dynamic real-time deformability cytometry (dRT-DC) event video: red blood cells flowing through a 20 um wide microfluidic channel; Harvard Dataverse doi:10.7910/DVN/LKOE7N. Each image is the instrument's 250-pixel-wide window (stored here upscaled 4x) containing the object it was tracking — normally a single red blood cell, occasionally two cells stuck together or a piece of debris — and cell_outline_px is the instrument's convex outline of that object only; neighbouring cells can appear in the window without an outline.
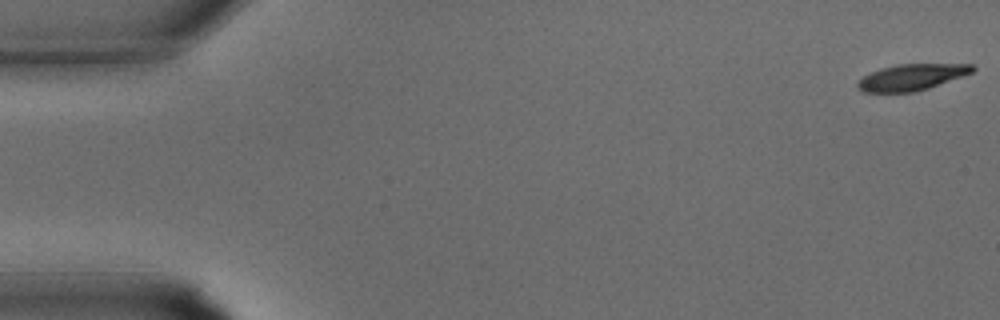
{"species": "common noctule bat (a hibernating species)", "species_latin": "Nyctalus noctula", "temperature_condition": "warm", "stored_images_in_passage": 33, "camera_frame_rate_fps": 3000, "um_per_image_px": 0.085, "animal": {"sex": "male", "body_mass_g": 15.6}, "frame": {"image": 1, "passage_image": 1, "time_ms": 0.0, "image_size_px": [1000, 320], "cell_outline_px": [[976, 68], [972, 72], [928, 88], [916, 92], [864, 92], [856, 88], [856, 84], [864, 76], [880, 68], [896, 64], [972, 64]], "centroid_in_image_um": [77.46, 6.56], "position_along_channel_um": 7.5, "area_um2": 17.4}}
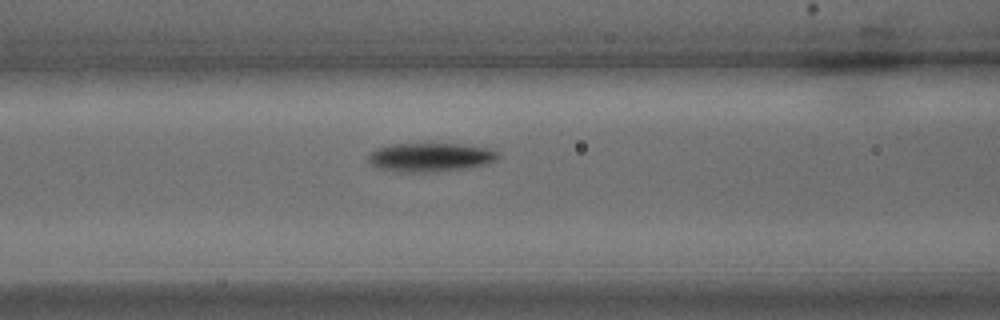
{"frame": {"image": 2, "passage_image": 14, "time_ms": 4.333, "image_size_px": [1000, 320], "cell_outline_px": [[500, 156], [496, 160], [472, 168], [436, 172], [396, 172], [376, 168], [368, 164], [368, 156], [376, 148], [392, 144], [456, 144], [488, 148], [500, 152]], "centroid_in_image_um": [36.56, 13.39], "position_along_channel_um": 130.0, "area_um2": 22.08}}
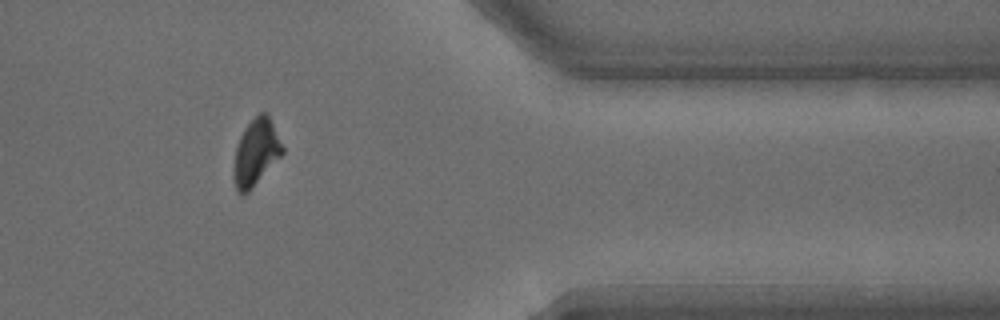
{"frame": {"image": 3, "passage_image": 28, "time_ms": 9.0, "image_size_px": [1000, 320], "cell_outline_px": [[284, 152], [252, 188], [248, 192], [240, 192], [236, 188], [232, 176], [232, 168], [236, 148], [240, 136], [244, 128], [260, 112], [264, 112], [268, 116], [284, 148]], "centroid_in_image_um": [21.73, 12.97], "position_along_channel_um": 389.7, "area_um2": 18.5}}